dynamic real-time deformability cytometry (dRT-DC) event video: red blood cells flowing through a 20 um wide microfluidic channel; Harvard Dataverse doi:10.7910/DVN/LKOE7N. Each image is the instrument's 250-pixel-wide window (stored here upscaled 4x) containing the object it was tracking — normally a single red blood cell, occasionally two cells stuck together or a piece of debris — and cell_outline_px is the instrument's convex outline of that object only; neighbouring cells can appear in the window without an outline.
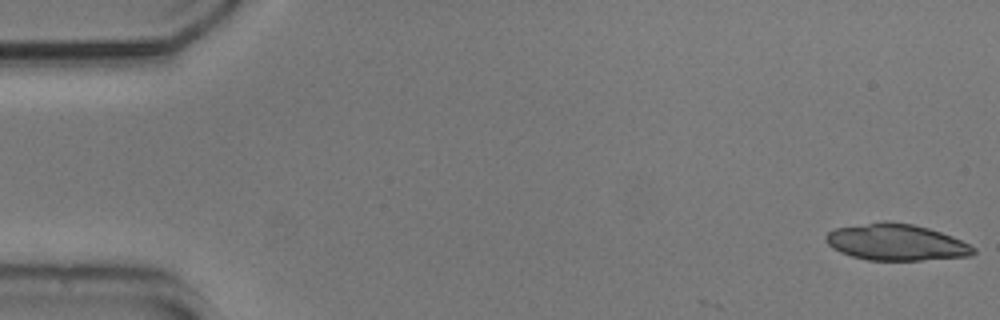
{"species": "common noctule bat (a hibernating species)", "species_latin": "Nyctalus noctula", "temperature_condition": "cold", "stored_images_in_passage": 3, "camera_frame_rate_fps": 3000, "um_per_image_px": 0.085, "animal": {"sex": "male", "body_mass_g": 20.5, "forearm_length_mm": 52.5}, "frame": {"image": 1, "passage_image": 1, "time_ms": 0.0, "image_size_px": [1000, 320], "cell_outline_px": [[976, 252], [972, 256], [920, 260], [868, 260], [852, 256], [840, 252], [832, 248], [824, 240], [824, 236], [828, 232], [836, 228], [884, 220], [888, 220], [912, 224], [928, 228], [952, 236], [976, 248]], "centroid_in_image_um": [76.16, 20.59], "position_along_channel_um": 8.8, "area_um2": 31.44}}